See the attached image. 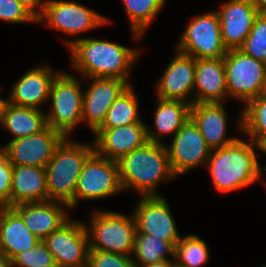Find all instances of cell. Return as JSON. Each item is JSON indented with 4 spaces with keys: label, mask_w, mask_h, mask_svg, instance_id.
I'll list each match as a JSON object with an SVG mask.
<instances>
[{
    "label": "cell",
    "mask_w": 266,
    "mask_h": 267,
    "mask_svg": "<svg viewBox=\"0 0 266 267\" xmlns=\"http://www.w3.org/2000/svg\"><path fill=\"white\" fill-rule=\"evenodd\" d=\"M40 241L11 207L0 208L1 255L12 260L17 254L33 248Z\"/></svg>",
    "instance_id": "cell-24"
},
{
    "label": "cell",
    "mask_w": 266,
    "mask_h": 267,
    "mask_svg": "<svg viewBox=\"0 0 266 267\" xmlns=\"http://www.w3.org/2000/svg\"><path fill=\"white\" fill-rule=\"evenodd\" d=\"M11 208L22 218L25 226L41 240L69 219V206L58 201L23 203Z\"/></svg>",
    "instance_id": "cell-20"
},
{
    "label": "cell",
    "mask_w": 266,
    "mask_h": 267,
    "mask_svg": "<svg viewBox=\"0 0 266 267\" xmlns=\"http://www.w3.org/2000/svg\"><path fill=\"white\" fill-rule=\"evenodd\" d=\"M209 254L208 246L202 238L188 234L175 245L174 260L177 267H203L209 261Z\"/></svg>",
    "instance_id": "cell-31"
},
{
    "label": "cell",
    "mask_w": 266,
    "mask_h": 267,
    "mask_svg": "<svg viewBox=\"0 0 266 267\" xmlns=\"http://www.w3.org/2000/svg\"><path fill=\"white\" fill-rule=\"evenodd\" d=\"M261 95L266 97V75H265V79H264Z\"/></svg>",
    "instance_id": "cell-43"
},
{
    "label": "cell",
    "mask_w": 266,
    "mask_h": 267,
    "mask_svg": "<svg viewBox=\"0 0 266 267\" xmlns=\"http://www.w3.org/2000/svg\"><path fill=\"white\" fill-rule=\"evenodd\" d=\"M164 196H141L132 213L136 232L151 234L174 246L181 239Z\"/></svg>",
    "instance_id": "cell-14"
},
{
    "label": "cell",
    "mask_w": 266,
    "mask_h": 267,
    "mask_svg": "<svg viewBox=\"0 0 266 267\" xmlns=\"http://www.w3.org/2000/svg\"><path fill=\"white\" fill-rule=\"evenodd\" d=\"M227 111L223 103H193L190 118L199 128L211 150L234 143L237 137H226Z\"/></svg>",
    "instance_id": "cell-21"
},
{
    "label": "cell",
    "mask_w": 266,
    "mask_h": 267,
    "mask_svg": "<svg viewBox=\"0 0 266 267\" xmlns=\"http://www.w3.org/2000/svg\"><path fill=\"white\" fill-rule=\"evenodd\" d=\"M87 89L83 93L82 122L95 132L104 122L106 114L113 102L131 83L120 78H83ZM90 83V84H89Z\"/></svg>",
    "instance_id": "cell-15"
},
{
    "label": "cell",
    "mask_w": 266,
    "mask_h": 267,
    "mask_svg": "<svg viewBox=\"0 0 266 267\" xmlns=\"http://www.w3.org/2000/svg\"><path fill=\"white\" fill-rule=\"evenodd\" d=\"M65 138L62 133L47 126L40 133L10 140L1 148L12 165L46 167Z\"/></svg>",
    "instance_id": "cell-13"
},
{
    "label": "cell",
    "mask_w": 266,
    "mask_h": 267,
    "mask_svg": "<svg viewBox=\"0 0 266 267\" xmlns=\"http://www.w3.org/2000/svg\"><path fill=\"white\" fill-rule=\"evenodd\" d=\"M228 96L239 100L243 107L261 95L266 63L256 60L240 49H230L223 57Z\"/></svg>",
    "instance_id": "cell-7"
},
{
    "label": "cell",
    "mask_w": 266,
    "mask_h": 267,
    "mask_svg": "<svg viewBox=\"0 0 266 267\" xmlns=\"http://www.w3.org/2000/svg\"><path fill=\"white\" fill-rule=\"evenodd\" d=\"M123 191L119 164L94 151L85 161L74 193V208L80 200H98Z\"/></svg>",
    "instance_id": "cell-10"
},
{
    "label": "cell",
    "mask_w": 266,
    "mask_h": 267,
    "mask_svg": "<svg viewBox=\"0 0 266 267\" xmlns=\"http://www.w3.org/2000/svg\"><path fill=\"white\" fill-rule=\"evenodd\" d=\"M0 21L22 24L37 22V18L17 0H0Z\"/></svg>",
    "instance_id": "cell-35"
},
{
    "label": "cell",
    "mask_w": 266,
    "mask_h": 267,
    "mask_svg": "<svg viewBox=\"0 0 266 267\" xmlns=\"http://www.w3.org/2000/svg\"><path fill=\"white\" fill-rule=\"evenodd\" d=\"M90 217L89 224L85 223L90 249L133 255L136 224L132 212L127 216L115 211L94 210Z\"/></svg>",
    "instance_id": "cell-5"
},
{
    "label": "cell",
    "mask_w": 266,
    "mask_h": 267,
    "mask_svg": "<svg viewBox=\"0 0 266 267\" xmlns=\"http://www.w3.org/2000/svg\"><path fill=\"white\" fill-rule=\"evenodd\" d=\"M137 267H177L174 259L164 260L153 264L140 265Z\"/></svg>",
    "instance_id": "cell-38"
},
{
    "label": "cell",
    "mask_w": 266,
    "mask_h": 267,
    "mask_svg": "<svg viewBox=\"0 0 266 267\" xmlns=\"http://www.w3.org/2000/svg\"><path fill=\"white\" fill-rule=\"evenodd\" d=\"M193 103H223L228 97L223 58L196 59Z\"/></svg>",
    "instance_id": "cell-22"
},
{
    "label": "cell",
    "mask_w": 266,
    "mask_h": 267,
    "mask_svg": "<svg viewBox=\"0 0 266 267\" xmlns=\"http://www.w3.org/2000/svg\"><path fill=\"white\" fill-rule=\"evenodd\" d=\"M147 124L131 123L117 128H98L95 151L102 157L118 162L125 155L148 142Z\"/></svg>",
    "instance_id": "cell-17"
},
{
    "label": "cell",
    "mask_w": 266,
    "mask_h": 267,
    "mask_svg": "<svg viewBox=\"0 0 266 267\" xmlns=\"http://www.w3.org/2000/svg\"><path fill=\"white\" fill-rule=\"evenodd\" d=\"M0 267H13L12 261L6 256L0 254Z\"/></svg>",
    "instance_id": "cell-42"
},
{
    "label": "cell",
    "mask_w": 266,
    "mask_h": 267,
    "mask_svg": "<svg viewBox=\"0 0 266 267\" xmlns=\"http://www.w3.org/2000/svg\"><path fill=\"white\" fill-rule=\"evenodd\" d=\"M264 170V171H266V165H265V167L264 168H261V170ZM264 185L266 186V182L264 181ZM266 188V187H265Z\"/></svg>",
    "instance_id": "cell-44"
},
{
    "label": "cell",
    "mask_w": 266,
    "mask_h": 267,
    "mask_svg": "<svg viewBox=\"0 0 266 267\" xmlns=\"http://www.w3.org/2000/svg\"><path fill=\"white\" fill-rule=\"evenodd\" d=\"M255 143L238 138L234 143L214 149L207 168L213 185L220 193H228L250 186L262 178L263 167L258 159Z\"/></svg>",
    "instance_id": "cell-2"
},
{
    "label": "cell",
    "mask_w": 266,
    "mask_h": 267,
    "mask_svg": "<svg viewBox=\"0 0 266 267\" xmlns=\"http://www.w3.org/2000/svg\"><path fill=\"white\" fill-rule=\"evenodd\" d=\"M136 92L129 85L109 108L99 128H117L131 123H144L139 117V101Z\"/></svg>",
    "instance_id": "cell-28"
},
{
    "label": "cell",
    "mask_w": 266,
    "mask_h": 267,
    "mask_svg": "<svg viewBox=\"0 0 266 267\" xmlns=\"http://www.w3.org/2000/svg\"><path fill=\"white\" fill-rule=\"evenodd\" d=\"M175 246L172 243L157 238L151 234L135 233L133 258L136 266L153 264L164 260L171 255L174 258Z\"/></svg>",
    "instance_id": "cell-29"
},
{
    "label": "cell",
    "mask_w": 266,
    "mask_h": 267,
    "mask_svg": "<svg viewBox=\"0 0 266 267\" xmlns=\"http://www.w3.org/2000/svg\"><path fill=\"white\" fill-rule=\"evenodd\" d=\"M166 148L176 176L199 165L205 166L212 151L191 118L173 136L171 145L166 144Z\"/></svg>",
    "instance_id": "cell-12"
},
{
    "label": "cell",
    "mask_w": 266,
    "mask_h": 267,
    "mask_svg": "<svg viewBox=\"0 0 266 267\" xmlns=\"http://www.w3.org/2000/svg\"><path fill=\"white\" fill-rule=\"evenodd\" d=\"M118 164L123 191L134 189L140 196H160L156 190L158 183L177 178L166 144L148 141L125 155Z\"/></svg>",
    "instance_id": "cell-3"
},
{
    "label": "cell",
    "mask_w": 266,
    "mask_h": 267,
    "mask_svg": "<svg viewBox=\"0 0 266 267\" xmlns=\"http://www.w3.org/2000/svg\"><path fill=\"white\" fill-rule=\"evenodd\" d=\"M242 108L236 125L242 134L254 142L266 134V97L260 95Z\"/></svg>",
    "instance_id": "cell-30"
},
{
    "label": "cell",
    "mask_w": 266,
    "mask_h": 267,
    "mask_svg": "<svg viewBox=\"0 0 266 267\" xmlns=\"http://www.w3.org/2000/svg\"><path fill=\"white\" fill-rule=\"evenodd\" d=\"M8 104V99L5 100V99H2L0 97V124L2 125V122H3V115H4V111H5V108H6V105Z\"/></svg>",
    "instance_id": "cell-41"
},
{
    "label": "cell",
    "mask_w": 266,
    "mask_h": 267,
    "mask_svg": "<svg viewBox=\"0 0 266 267\" xmlns=\"http://www.w3.org/2000/svg\"><path fill=\"white\" fill-rule=\"evenodd\" d=\"M239 49L266 63V12H260L256 16L249 35Z\"/></svg>",
    "instance_id": "cell-32"
},
{
    "label": "cell",
    "mask_w": 266,
    "mask_h": 267,
    "mask_svg": "<svg viewBox=\"0 0 266 267\" xmlns=\"http://www.w3.org/2000/svg\"><path fill=\"white\" fill-rule=\"evenodd\" d=\"M156 101L154 127L150 128L147 125V138L148 141L165 144L162 138L170 134L174 136L190 119L191 104L181 100H163L159 98Z\"/></svg>",
    "instance_id": "cell-25"
},
{
    "label": "cell",
    "mask_w": 266,
    "mask_h": 267,
    "mask_svg": "<svg viewBox=\"0 0 266 267\" xmlns=\"http://www.w3.org/2000/svg\"><path fill=\"white\" fill-rule=\"evenodd\" d=\"M87 267H137L132 256L89 249Z\"/></svg>",
    "instance_id": "cell-34"
},
{
    "label": "cell",
    "mask_w": 266,
    "mask_h": 267,
    "mask_svg": "<svg viewBox=\"0 0 266 267\" xmlns=\"http://www.w3.org/2000/svg\"><path fill=\"white\" fill-rule=\"evenodd\" d=\"M13 165L6 152L0 148V208L9 207Z\"/></svg>",
    "instance_id": "cell-36"
},
{
    "label": "cell",
    "mask_w": 266,
    "mask_h": 267,
    "mask_svg": "<svg viewBox=\"0 0 266 267\" xmlns=\"http://www.w3.org/2000/svg\"><path fill=\"white\" fill-rule=\"evenodd\" d=\"M131 26L132 38L139 41L148 31L166 0H122Z\"/></svg>",
    "instance_id": "cell-27"
},
{
    "label": "cell",
    "mask_w": 266,
    "mask_h": 267,
    "mask_svg": "<svg viewBox=\"0 0 266 267\" xmlns=\"http://www.w3.org/2000/svg\"><path fill=\"white\" fill-rule=\"evenodd\" d=\"M73 69L82 78H120L129 83L130 68L139 59L140 50L115 42L92 38L65 40Z\"/></svg>",
    "instance_id": "cell-1"
},
{
    "label": "cell",
    "mask_w": 266,
    "mask_h": 267,
    "mask_svg": "<svg viewBox=\"0 0 266 267\" xmlns=\"http://www.w3.org/2000/svg\"><path fill=\"white\" fill-rule=\"evenodd\" d=\"M11 261L13 267H57L53 255L42 240L33 248L17 254Z\"/></svg>",
    "instance_id": "cell-33"
},
{
    "label": "cell",
    "mask_w": 266,
    "mask_h": 267,
    "mask_svg": "<svg viewBox=\"0 0 266 267\" xmlns=\"http://www.w3.org/2000/svg\"><path fill=\"white\" fill-rule=\"evenodd\" d=\"M57 267H87L89 240L82 221L68 219L42 240Z\"/></svg>",
    "instance_id": "cell-11"
},
{
    "label": "cell",
    "mask_w": 266,
    "mask_h": 267,
    "mask_svg": "<svg viewBox=\"0 0 266 267\" xmlns=\"http://www.w3.org/2000/svg\"><path fill=\"white\" fill-rule=\"evenodd\" d=\"M256 149L266 154V134L259 136L255 141Z\"/></svg>",
    "instance_id": "cell-39"
},
{
    "label": "cell",
    "mask_w": 266,
    "mask_h": 267,
    "mask_svg": "<svg viewBox=\"0 0 266 267\" xmlns=\"http://www.w3.org/2000/svg\"><path fill=\"white\" fill-rule=\"evenodd\" d=\"M220 20L221 36L227 50L239 49L260 13L249 0H228L215 10Z\"/></svg>",
    "instance_id": "cell-18"
},
{
    "label": "cell",
    "mask_w": 266,
    "mask_h": 267,
    "mask_svg": "<svg viewBox=\"0 0 266 267\" xmlns=\"http://www.w3.org/2000/svg\"><path fill=\"white\" fill-rule=\"evenodd\" d=\"M48 201L45 167L13 165L9 207Z\"/></svg>",
    "instance_id": "cell-23"
},
{
    "label": "cell",
    "mask_w": 266,
    "mask_h": 267,
    "mask_svg": "<svg viewBox=\"0 0 266 267\" xmlns=\"http://www.w3.org/2000/svg\"><path fill=\"white\" fill-rule=\"evenodd\" d=\"M176 51L195 59H219L227 53L221 36L217 12H207L189 21L184 29Z\"/></svg>",
    "instance_id": "cell-8"
},
{
    "label": "cell",
    "mask_w": 266,
    "mask_h": 267,
    "mask_svg": "<svg viewBox=\"0 0 266 267\" xmlns=\"http://www.w3.org/2000/svg\"><path fill=\"white\" fill-rule=\"evenodd\" d=\"M37 22L70 36L111 23L107 17L75 0H46Z\"/></svg>",
    "instance_id": "cell-9"
},
{
    "label": "cell",
    "mask_w": 266,
    "mask_h": 267,
    "mask_svg": "<svg viewBox=\"0 0 266 267\" xmlns=\"http://www.w3.org/2000/svg\"><path fill=\"white\" fill-rule=\"evenodd\" d=\"M25 6L36 18H38L43 11L46 0H17Z\"/></svg>",
    "instance_id": "cell-37"
},
{
    "label": "cell",
    "mask_w": 266,
    "mask_h": 267,
    "mask_svg": "<svg viewBox=\"0 0 266 267\" xmlns=\"http://www.w3.org/2000/svg\"><path fill=\"white\" fill-rule=\"evenodd\" d=\"M259 12H266V0H249Z\"/></svg>",
    "instance_id": "cell-40"
},
{
    "label": "cell",
    "mask_w": 266,
    "mask_h": 267,
    "mask_svg": "<svg viewBox=\"0 0 266 267\" xmlns=\"http://www.w3.org/2000/svg\"><path fill=\"white\" fill-rule=\"evenodd\" d=\"M81 81V76L76 78L75 74L60 71L50 87L49 100L52 102L50 111L45 113L47 126L65 137H70L73 130L82 122L84 90L80 85Z\"/></svg>",
    "instance_id": "cell-6"
},
{
    "label": "cell",
    "mask_w": 266,
    "mask_h": 267,
    "mask_svg": "<svg viewBox=\"0 0 266 267\" xmlns=\"http://www.w3.org/2000/svg\"><path fill=\"white\" fill-rule=\"evenodd\" d=\"M1 127L11 133L15 140L40 133L47 127L46 114L43 110L17 106L8 102Z\"/></svg>",
    "instance_id": "cell-26"
},
{
    "label": "cell",
    "mask_w": 266,
    "mask_h": 267,
    "mask_svg": "<svg viewBox=\"0 0 266 267\" xmlns=\"http://www.w3.org/2000/svg\"><path fill=\"white\" fill-rule=\"evenodd\" d=\"M196 59L177 51L163 75L155 83L157 98L163 100H181L193 104Z\"/></svg>",
    "instance_id": "cell-16"
},
{
    "label": "cell",
    "mask_w": 266,
    "mask_h": 267,
    "mask_svg": "<svg viewBox=\"0 0 266 267\" xmlns=\"http://www.w3.org/2000/svg\"><path fill=\"white\" fill-rule=\"evenodd\" d=\"M60 71L51 66L29 68L16 83L13 84L8 102L17 106L32 107L42 110V104L49 100L53 79Z\"/></svg>",
    "instance_id": "cell-19"
},
{
    "label": "cell",
    "mask_w": 266,
    "mask_h": 267,
    "mask_svg": "<svg viewBox=\"0 0 266 267\" xmlns=\"http://www.w3.org/2000/svg\"><path fill=\"white\" fill-rule=\"evenodd\" d=\"M93 143V144H92ZM75 142L66 137L45 167L48 200L74 208V193L87 158L95 151L94 142Z\"/></svg>",
    "instance_id": "cell-4"
}]
</instances>
